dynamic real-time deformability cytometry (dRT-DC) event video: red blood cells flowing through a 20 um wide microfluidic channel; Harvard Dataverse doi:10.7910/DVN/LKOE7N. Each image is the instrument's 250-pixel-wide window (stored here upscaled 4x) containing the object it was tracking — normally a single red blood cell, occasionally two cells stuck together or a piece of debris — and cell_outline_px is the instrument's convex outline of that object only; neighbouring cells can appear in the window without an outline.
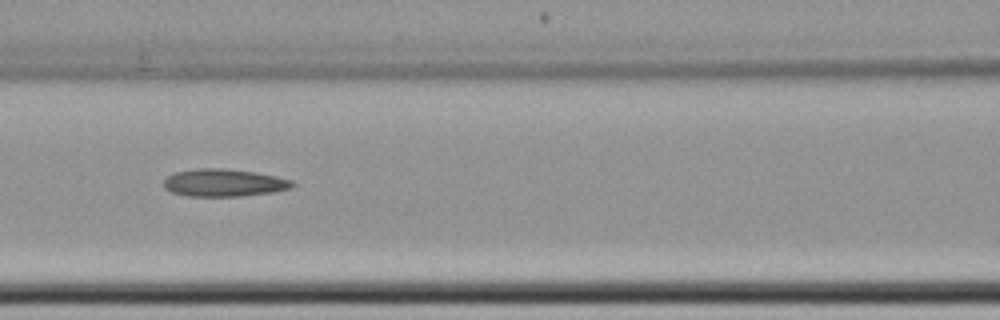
{"species": "common noctule bat (a hibernating species)", "species_latin": "Nyctalus noctula", "temperature_condition": "cold", "stored_images_in_passage": 6, "camera_frame_rate_fps": 3000, "um_per_image_px": 0.085, "animal": {"sex": "female", "body_mass_g": 22.7, "forearm_length_mm": 54.2}, "frame": {"image": 1, "passage_image": 5, "time_ms": 5.667, "image_size_px": [1000, 320], "cell_outline_px": [[296, 184], [292, 188], [272, 192], [240, 196], [188, 196], [172, 192], [164, 188], [164, 180], [168, 176], [176, 172], [196, 168], [224, 168], [256, 172], [276, 176], [292, 180]], "centroid_in_image_um": [19.05, 15.53], "position_along_channel_um": 147.5, "area_um2": 20.69}}
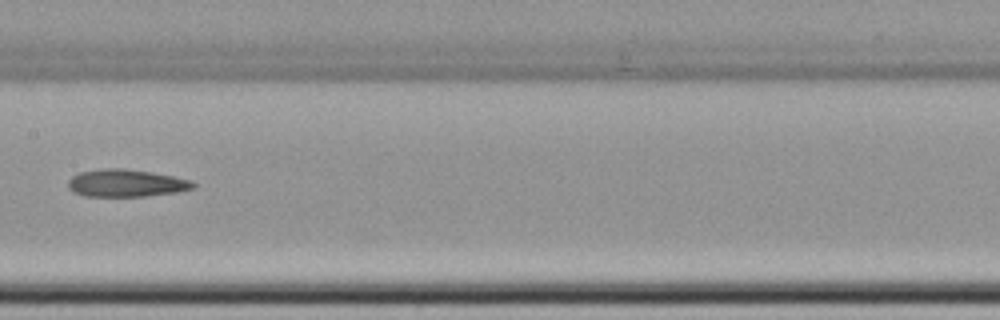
{"frame": {"image": 2, "passage_image": 6, "time_ms": 7.0, "image_size_px": [1000, 320], "cell_outline_px": [[196, 184], [192, 188], [176, 192], [148, 196], [84, 196], [72, 192], [68, 188], [68, 180], [72, 176], [80, 172], [100, 168], [124, 168], [152, 172], [192, 180]], "centroid_in_image_um": [10.68, 15.56], "position_along_channel_um": 196.7, "area_um2": 20.11}}